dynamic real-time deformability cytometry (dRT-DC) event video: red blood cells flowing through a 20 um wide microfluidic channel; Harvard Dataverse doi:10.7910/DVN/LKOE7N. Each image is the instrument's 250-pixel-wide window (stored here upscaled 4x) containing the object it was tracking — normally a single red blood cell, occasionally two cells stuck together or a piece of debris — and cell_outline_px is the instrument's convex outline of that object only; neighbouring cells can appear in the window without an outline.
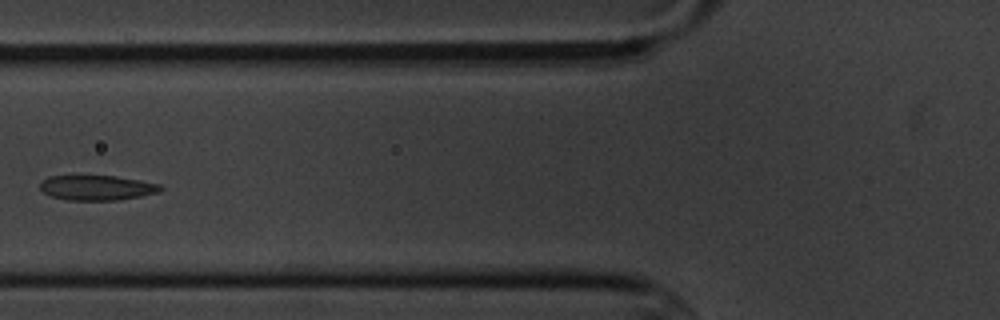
{"species": "common noctule bat (a hibernating species)", "species_latin": "Nyctalus noctula", "temperature_condition": "cold", "stored_images_in_passage": 9, "camera_frame_rate_fps": 3000, "um_per_image_px": 0.085, "animal": {"sex": "male", "body_mass_g": 20.1, "forearm_length_mm": 53.5}, "frame": {"image": 1, "passage_image": 6, "time_ms": 6.0, "image_size_px": [1000, 320], "cell_outline_px": [[164, 188], [160, 192], [120, 200], [68, 200], [52, 196], [44, 192], [40, 188], [40, 184], [48, 176], [116, 176], [140, 180], [160, 184]], "centroid_in_image_um": [8.28, 15.96], "position_along_channel_um": 117.5, "area_um2": 17.46}}
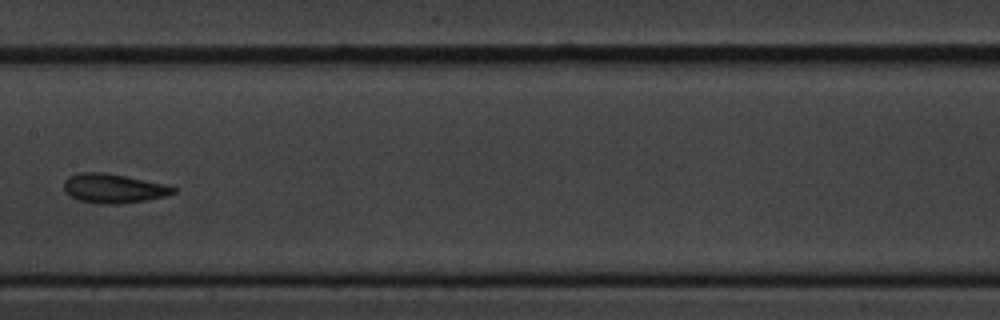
{"frame": {"image": 2, "passage_image": 8, "time_ms": 8.333, "image_size_px": [1000, 320], "cell_outline_px": [[176, 192], [164, 196], [144, 200], [116, 204], [100, 204], [80, 200], [64, 192], [64, 180], [68, 176], [80, 172], [104, 172], [164, 184], [176, 188]], "centroid_in_image_um": [9.6, 16.0], "position_along_channel_um": 197.8, "area_um2": 18.38}}
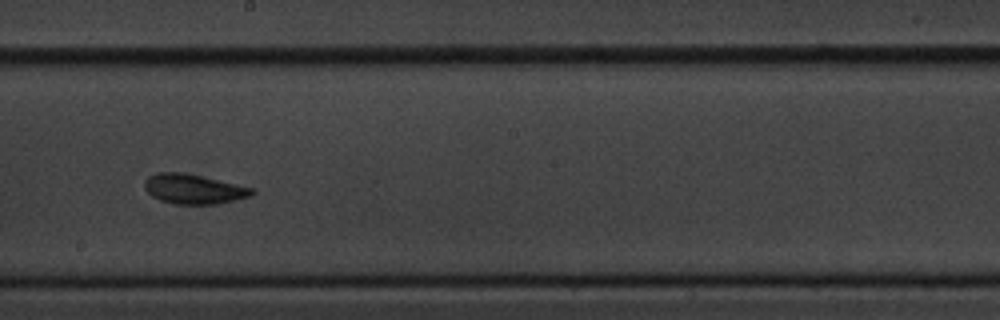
{"frame": {"image": 3, "passage_image": 9, "time_ms": 9.333, "image_size_px": [1000, 320], "cell_outline_px": [[256, 192], [252, 196], [236, 200], [216, 204], [172, 204], [160, 200], [152, 196], [144, 188], [144, 180], [148, 176], [156, 172], [180, 172], [200, 176], [256, 188]], "centroid_in_image_um": [16.47, 16.07], "position_along_channel_um": 231.7, "area_um2": 18.79}}